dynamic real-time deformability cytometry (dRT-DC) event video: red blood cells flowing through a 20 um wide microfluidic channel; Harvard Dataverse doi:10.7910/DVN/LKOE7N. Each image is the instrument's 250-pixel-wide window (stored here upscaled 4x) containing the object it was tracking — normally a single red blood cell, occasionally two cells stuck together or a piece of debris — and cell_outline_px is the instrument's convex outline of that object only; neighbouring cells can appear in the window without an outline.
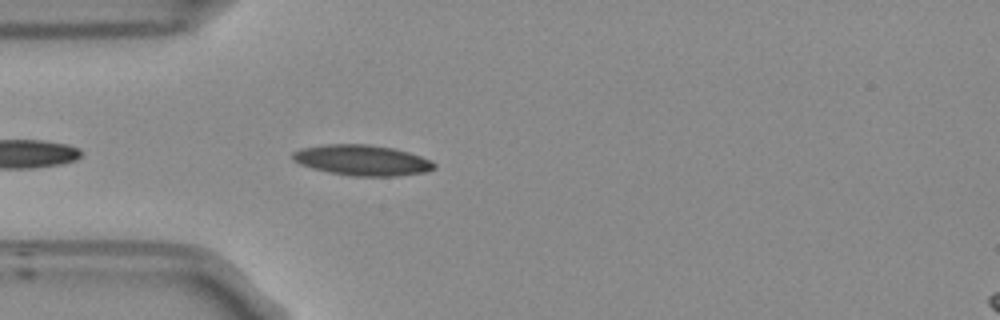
{"species": "Egyptian fruit bat (a non-hibernating species)", "species_latin": "Rousettus aegyptiacus", "temperature_condition": "room temperature", "stored_images_in_passage": 21, "camera_frame_rate_fps": 3000, "um_per_image_px": 0.085, "frame": {"image": 1, "passage_image": 1, "time_ms": 0.0, "image_size_px": [1000, 320], "cell_outline_px": [[436, 168], [424, 172], [392, 176], [352, 176], [328, 172], [312, 168], [300, 164], [292, 160], [292, 152], [300, 148], [324, 144], [368, 144], [392, 148], [408, 152], [432, 160], [436, 164]], "centroid_in_image_um": [30.75, 13.61], "position_along_channel_um": 54.2, "area_um2": 25.26}}
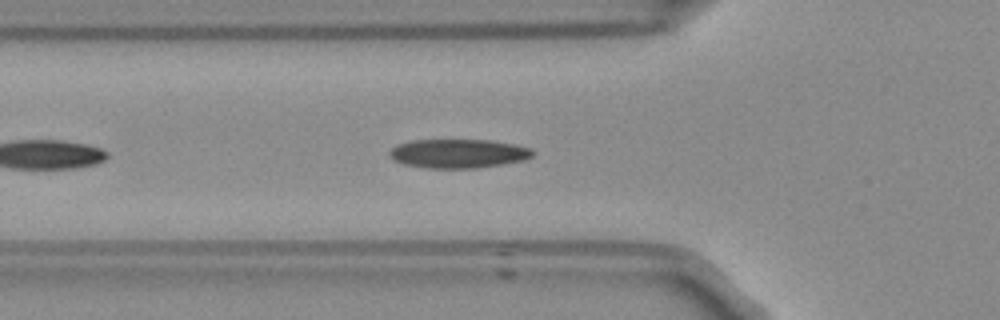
{"frame": {"image": 2, "passage_image": 4, "time_ms": 1.0, "image_size_px": [1000, 320], "cell_outline_px": [[532, 156], [524, 160], [476, 168], [428, 168], [404, 164], [388, 156], [388, 152], [392, 148], [400, 144], [416, 140], [488, 140], [512, 144], [532, 148]], "centroid_in_image_um": [38.94, 13.05], "position_along_channel_um": 86.9, "area_um2": 23.81}}